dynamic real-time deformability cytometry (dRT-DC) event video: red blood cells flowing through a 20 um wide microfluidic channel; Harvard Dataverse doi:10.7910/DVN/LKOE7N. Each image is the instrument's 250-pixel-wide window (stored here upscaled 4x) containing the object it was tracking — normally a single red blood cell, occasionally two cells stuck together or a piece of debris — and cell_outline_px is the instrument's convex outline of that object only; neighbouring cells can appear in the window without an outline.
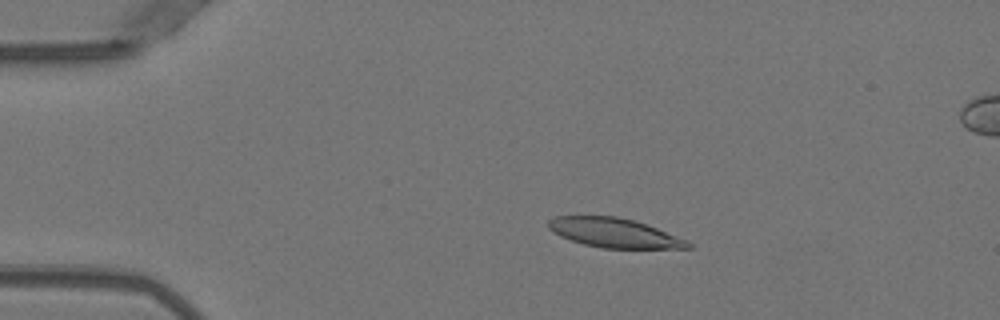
{"species": "Egyptian fruit bat (a non-hibernating species)", "species_latin": "Rousettus aegyptiacus", "temperature_condition": "warm", "stored_images_in_passage": 43, "segment_of_instrument_passage": [1, 2], "camera_frame_rate_fps": 3000, "um_per_image_px": 0.085, "animal": {"sex": "female"}, "frame": {"image": 1, "passage_image": 1, "time_ms": 0.0, "image_size_px": [1000, 320], "cell_outline_px": [[692, 248], [604, 248], [584, 244], [560, 236], [552, 232], [548, 228], [548, 220], [556, 216], [616, 216], [632, 220], [656, 228], [688, 240], [692, 244]], "centroid_in_image_um": [52.2, 19.79], "position_along_channel_um": 32.8, "area_um2": 23.64}}
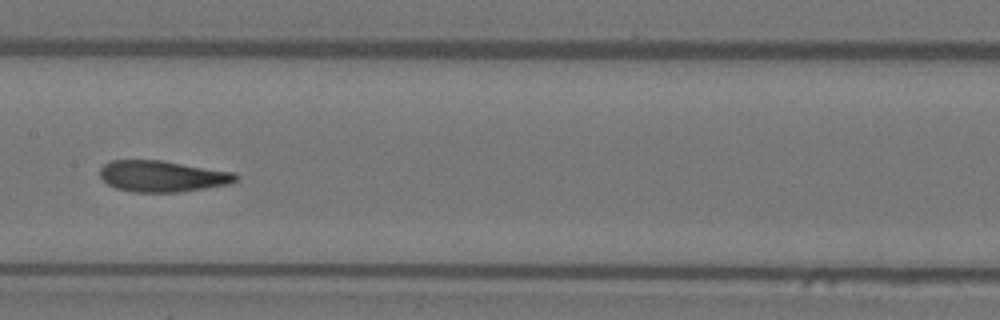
{"frame": {"image": 2, "passage_image": 17, "time_ms": 5.333, "image_size_px": [1000, 320], "cell_outline_px": [[240, 176], [236, 180], [228, 184], [180, 192], [132, 192], [116, 188], [108, 184], [100, 176], [100, 168], [104, 164], [112, 160], [160, 160], [236, 172]], "centroid_in_image_um": [13.81, 14.97], "position_along_channel_um": 193.6, "area_um2": 24.74}}
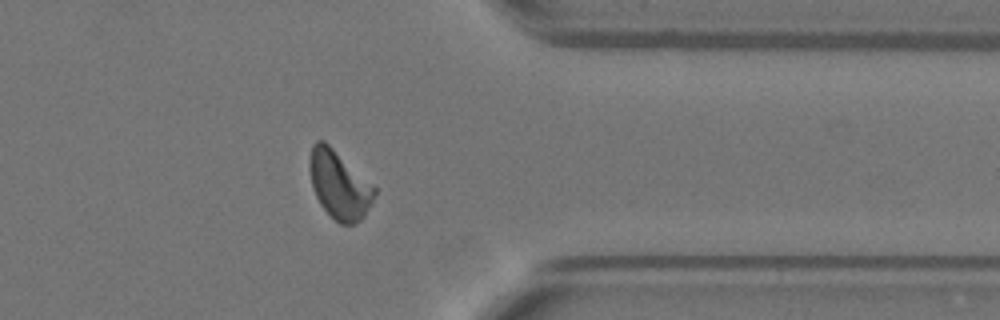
{"frame": {"image": 3, "passage_image": 32, "time_ms": 10.333, "image_size_px": [1000, 320], "cell_outline_px": [[376, 192], [364, 216], [356, 224], [340, 224], [320, 204], [316, 196], [312, 184], [308, 164], [312, 144], [316, 140], [324, 140], [376, 188]], "centroid_in_image_um": [28.81, 15.7], "position_along_channel_um": 382.6, "area_um2": 25.26}}